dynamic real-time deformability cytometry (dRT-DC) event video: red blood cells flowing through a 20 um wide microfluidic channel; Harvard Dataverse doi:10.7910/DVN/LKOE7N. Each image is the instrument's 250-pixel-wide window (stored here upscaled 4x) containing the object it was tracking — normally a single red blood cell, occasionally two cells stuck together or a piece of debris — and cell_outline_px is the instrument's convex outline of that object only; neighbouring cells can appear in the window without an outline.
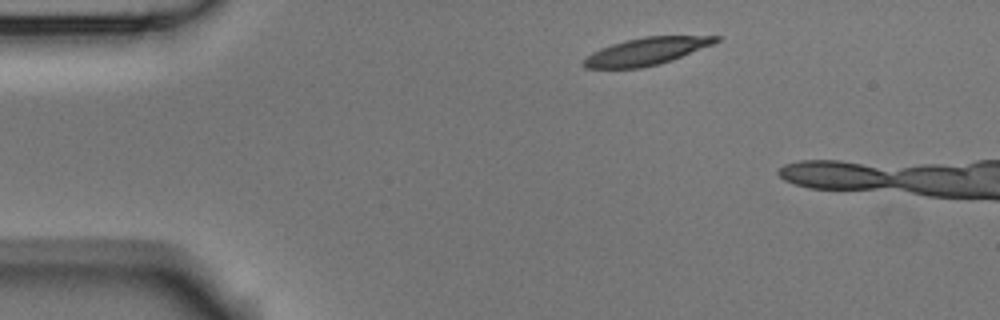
{"species": "Egyptian fruit bat (a non-hibernating species)", "species_latin": "Rousettus aegyptiacus", "temperature_condition": "room temperature", "stored_images_in_passage": 5, "segment_of_instrument_passage": [2, 2], "camera_frame_rate_fps": 3000, "um_per_image_px": 0.085, "animal": {"sex": "male"}, "frame": {"image": 1, "passage_image": 5, "time_ms": 1.333, "image_size_px": [1000, 320], "cell_outline_px": [[720, 40], [712, 44], [672, 60], [660, 64], [640, 68], [584, 68], [580, 64], [592, 52], [600, 48], [624, 40], [644, 36], [720, 36]], "centroid_in_image_um": [54.9, 4.37], "position_along_channel_um": 30.1, "area_um2": 20.98}}